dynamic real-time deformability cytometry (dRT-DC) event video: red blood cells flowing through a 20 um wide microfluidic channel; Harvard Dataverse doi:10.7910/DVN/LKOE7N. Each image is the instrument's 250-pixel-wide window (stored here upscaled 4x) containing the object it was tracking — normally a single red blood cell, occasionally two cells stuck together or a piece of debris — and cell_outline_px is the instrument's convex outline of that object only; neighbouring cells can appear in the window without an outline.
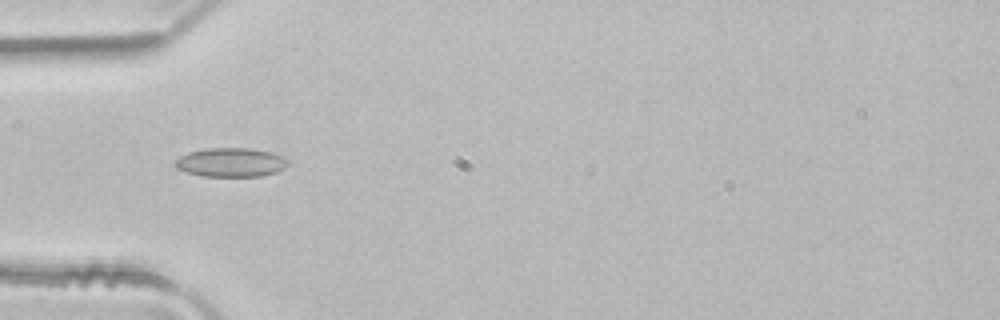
{"species": "common noctule bat (a hibernating species)", "species_latin": "Nyctalus noctula", "temperature_condition": "room temperature", "stored_images_in_passage": 5, "camera_frame_rate_fps": 3000, "um_per_image_px": 0.085, "animal": {"sex": "male", "body_mass_g": 21.5, "forearm_length_mm": 52.0}, "frame": {"image": 1, "passage_image": 4, "time_ms": 1.0, "image_size_px": [1000, 320], "cell_outline_px": [[288, 164], [284, 168], [276, 172], [260, 176], [204, 176], [188, 172], [176, 168], [172, 164], [172, 160], [188, 152], [208, 148], [252, 148], [272, 152], [288, 160]], "centroid_in_image_um": [19.58, 13.79], "position_along_channel_um": 65.4, "area_um2": 19.13}}
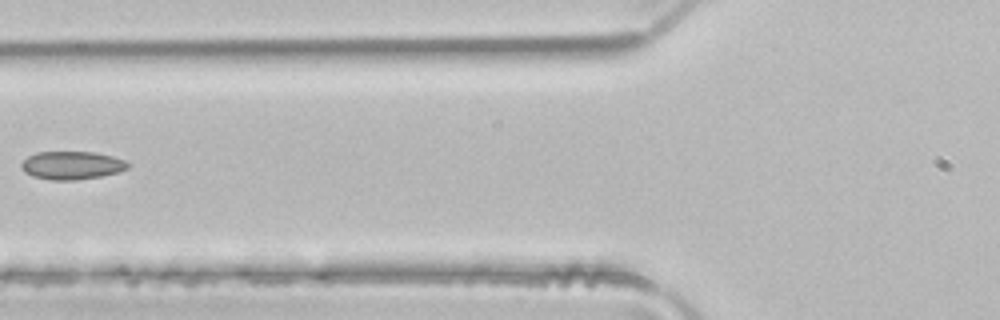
{"frame": {"image": 2, "passage_image": 5, "time_ms": 1.333, "image_size_px": [1000, 320], "cell_outline_px": [[132, 164], [128, 168], [120, 172], [100, 176], [76, 180], [52, 180], [32, 176], [24, 172], [20, 164], [28, 156], [36, 152], [96, 152], [112, 156], [124, 160]], "centroid_in_image_um": [6.12, 14.05], "position_along_channel_um": 119.7, "area_um2": 17.57}}